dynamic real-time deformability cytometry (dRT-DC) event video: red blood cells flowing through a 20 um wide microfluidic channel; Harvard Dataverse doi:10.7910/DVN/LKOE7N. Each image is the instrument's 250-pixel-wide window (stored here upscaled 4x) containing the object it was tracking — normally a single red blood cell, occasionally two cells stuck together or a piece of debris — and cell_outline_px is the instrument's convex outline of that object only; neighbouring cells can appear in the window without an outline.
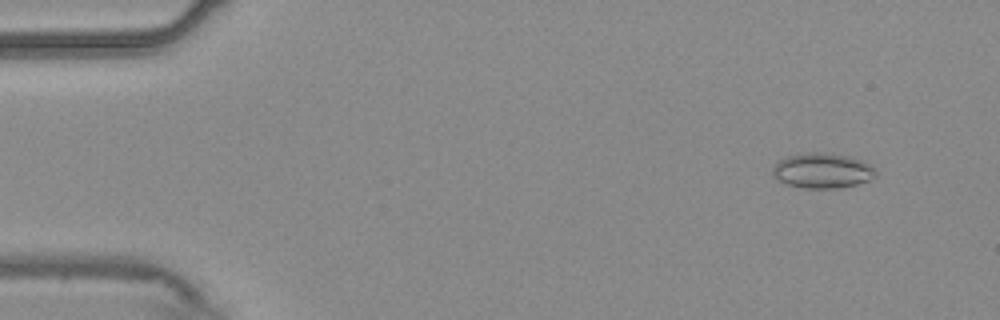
{"species": "common noctule bat (a hibernating species)", "species_latin": "Nyctalus noctula", "temperature_condition": "warm", "stored_images_in_passage": 55, "camera_frame_rate_fps": 3000, "um_per_image_px": 0.085, "animal": {"sex": "male", "body_mass_g": 20.4}, "frame": {"image": 1, "passage_image": 5, "time_ms": 1.333, "image_size_px": [1000, 320], "cell_outline_px": [[876, 176], [868, 180], [856, 184], [836, 188], [804, 188], [788, 184], [780, 180], [772, 172], [772, 168], [780, 160], [788, 156], [808, 152], [824, 152], [852, 156], [868, 164], [876, 172]], "centroid_in_image_um": [69.91, 14.49], "position_along_channel_um": 15.1, "area_um2": 20.81}}
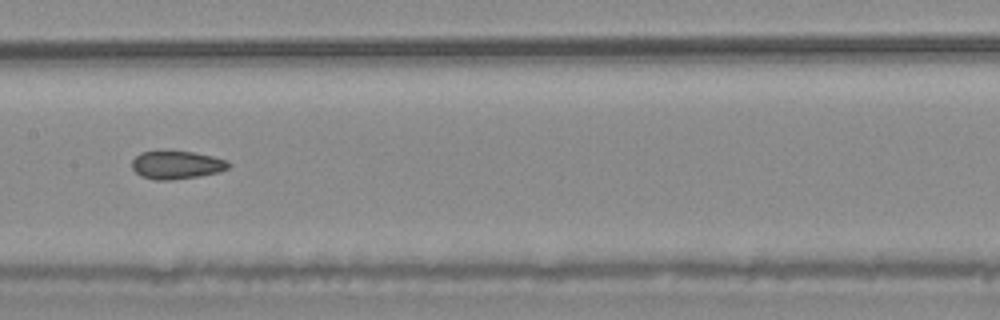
{"frame": {"image": 2, "passage_image": 28, "time_ms": 9.0, "image_size_px": [1000, 320], "cell_outline_px": [[232, 164], [228, 168], [220, 172], [200, 176], [172, 180], [156, 180], [140, 176], [132, 168], [132, 160], [140, 152], [192, 152], [212, 156], [224, 160]], "centroid_in_image_um": [15.01, 14.04], "position_along_channel_um": 192.4, "area_um2": 15.66}}
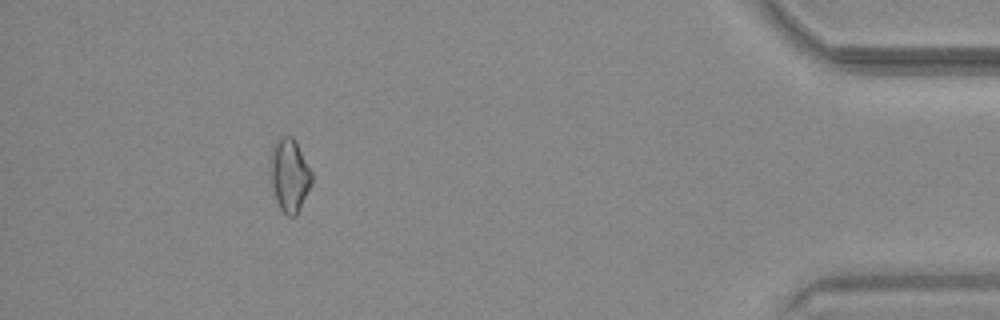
{"frame": {"image": 3, "passage_image": 50, "time_ms": 16.333, "image_size_px": [1000, 320], "cell_outline_px": [[312, 180], [300, 208], [296, 216], [288, 216], [280, 208], [276, 200], [272, 184], [268, 160], [272, 144], [280, 136], [292, 136], [296, 140], [312, 172]], "centroid_in_image_um": [24.57, 14.82], "position_along_channel_um": 410.6, "area_um2": 17.8}, "authors_computed_cell_mechanics": {"area_um2": 17.051, "velocity_mm_per_s": 3.7438, "shape_relaxation_time_tau1_ms": null, "shape_relaxation_time_tau2_ms": 4.4031, "deformation_change_tau1": null, "deformation_change_tau2": 0.0848}}